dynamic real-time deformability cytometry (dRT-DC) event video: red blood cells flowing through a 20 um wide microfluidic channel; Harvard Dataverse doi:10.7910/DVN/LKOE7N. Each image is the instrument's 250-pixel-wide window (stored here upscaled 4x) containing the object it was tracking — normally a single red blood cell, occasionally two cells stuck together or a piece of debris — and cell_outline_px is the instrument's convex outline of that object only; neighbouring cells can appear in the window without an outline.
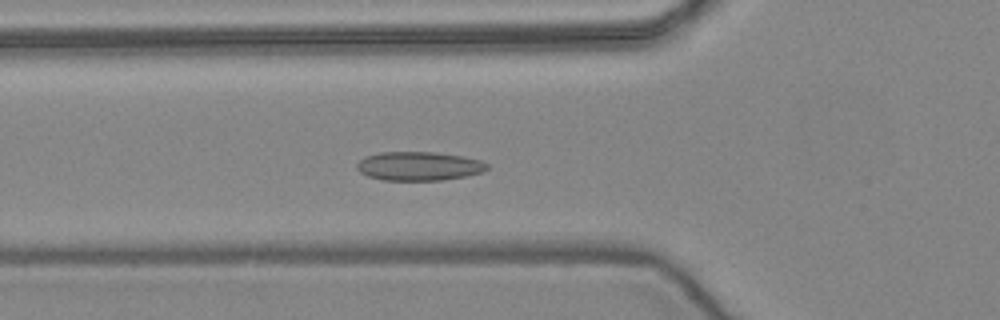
{"species": "common noctule bat (a hibernating species)", "species_latin": "Nyctalus noctula", "temperature_condition": "warm", "stored_images_in_passage": 52, "camera_frame_rate_fps": 3000, "um_per_image_px": 0.085, "animal": {"sex": "female", "body_mass_g": 24.6, "forearm_length_mm": 56.2}, "frame": {"image": 1, "passage_image": 18, "time_ms": 5.667, "image_size_px": [1000, 320], "cell_outline_px": [[488, 168], [480, 172], [464, 176], [440, 180], [384, 180], [368, 176], [360, 172], [356, 168], [356, 164], [364, 156], [380, 152], [436, 152], [464, 156], [480, 160], [488, 164]], "centroid_in_image_um": [35.57, 14.11], "position_along_channel_um": 90.2, "area_um2": 21.85}}
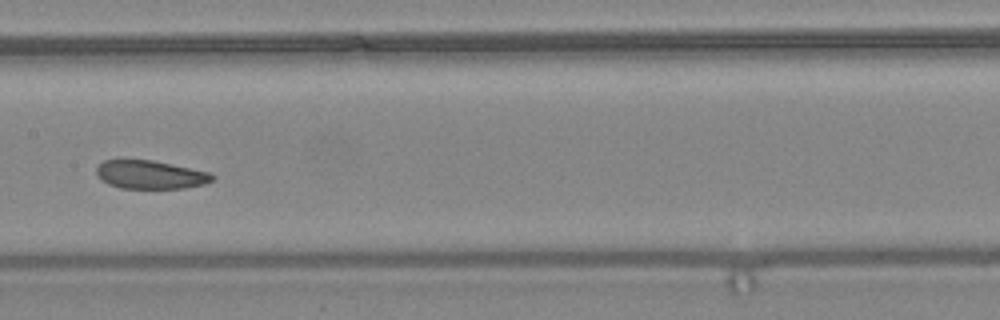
{"frame": {"image": 2, "passage_image": 26, "time_ms": 8.333, "image_size_px": [1000, 320], "cell_outline_px": [[216, 176], [212, 180], [204, 184], [184, 188], [120, 188], [108, 184], [100, 180], [96, 176], [96, 168], [104, 160], [152, 160], [212, 172]], "centroid_in_image_um": [12.78, 14.85], "position_along_channel_um": 194.6, "area_um2": 19.31}}
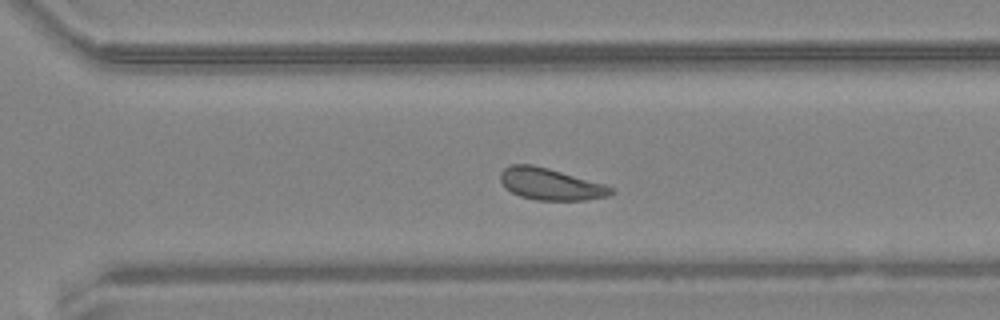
{"frame": {"image": 3, "passage_image": 36, "time_ms": 11.667, "image_size_px": [1000, 320], "cell_outline_px": [[616, 192], [608, 196], [584, 200], [536, 200], [520, 196], [504, 188], [500, 180], [500, 172], [504, 168], [512, 164], [532, 164], [548, 168], [604, 184], [612, 188]], "centroid_in_image_um": [46.76, 15.65], "position_along_channel_um": 323.8, "area_um2": 20.46}, "authors_computed_cell_mechanics": {"area_um2": 21.5016, "velocity_mm_per_s": 3.8972, "shape_relaxation_time_tau1_ms": 7.7611, "shape_relaxation_time_tau2_ms": 5.8276, "deformation_change_tau1": 0.1233, "deformation_change_tau2": 0.1079}}